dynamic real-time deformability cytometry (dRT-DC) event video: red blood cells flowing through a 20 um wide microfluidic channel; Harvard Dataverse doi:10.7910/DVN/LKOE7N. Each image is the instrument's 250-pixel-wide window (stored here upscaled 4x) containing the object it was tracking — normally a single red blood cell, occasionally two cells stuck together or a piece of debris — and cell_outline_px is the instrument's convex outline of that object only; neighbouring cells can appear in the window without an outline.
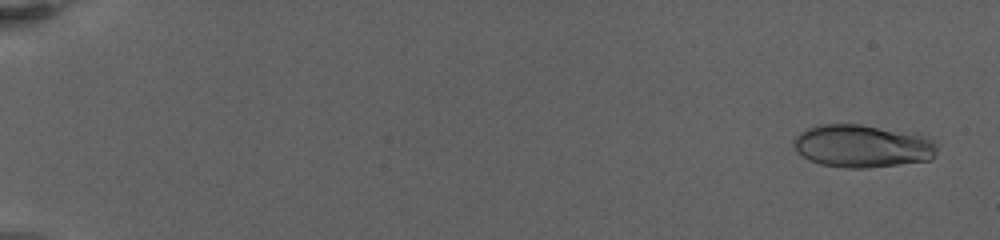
{"species": "human", "species_latin": "Homo sapiens", "temperature_condition": "warm", "stored_images_in_passage": 64, "camera_frame_rate_fps": 3000, "um_per_image_px": 0.085, "donor": {"sex": "female"}, "frame": {"image": 1, "passage_image": 4, "time_ms": 0.667, "image_size_px": [1000, 240], "cell_outline_px": [[936, 152], [928, 160], [868, 168], [844, 168], [820, 164], [804, 156], [792, 144], [796, 136], [800, 132], [808, 128], [820, 124], [860, 124], [916, 132], [928, 136], [932, 140], [936, 148]], "centroid_in_image_um": [73.33, 12.39], "position_along_channel_um": 11.7, "area_um2": 35.78}}
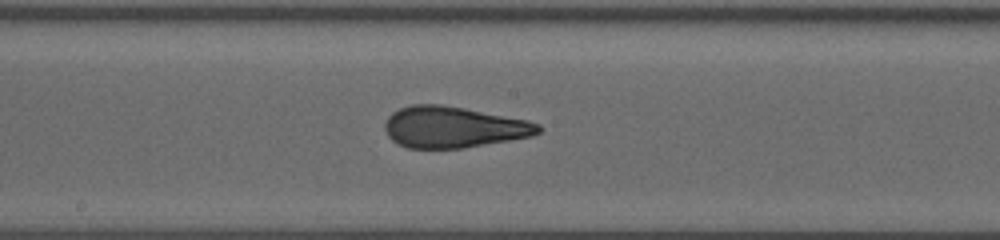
{"frame": {"image": 2, "passage_image": 39, "time_ms": 12.333, "image_size_px": [1000, 240], "cell_outline_px": [[544, 128], [540, 132], [532, 136], [464, 148], [408, 148], [392, 140], [388, 136], [384, 128], [384, 124], [388, 116], [392, 112], [400, 108], [412, 104], [440, 104], [464, 108], [528, 120], [540, 124]], "centroid_in_image_um": [38.55, 10.8], "position_along_channel_um": 209.6, "area_um2": 36.93}}
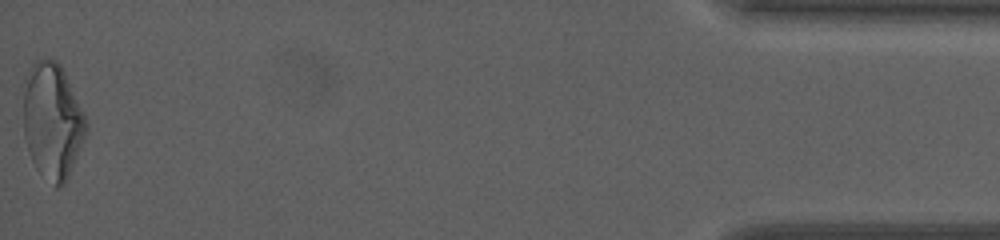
{"frame": {"image": 3, "passage_image": 64, "time_ms": 21.667, "image_size_px": [1000, 240], "cell_outline_px": [[88, 128], [68, 176], [64, 184], [60, 188], [56, 188], [36, 168], [32, 160], [24, 136], [20, 84], [24, 76], [32, 64], [36, 60], [44, 56], [56, 60], [60, 64], [64, 72], [88, 124]], "centroid_in_image_um": [4.38, 10.2], "position_along_channel_um": 430.8, "area_um2": 42.89}, "authors_computed_cell_mechanics": {"area_um2": 35.9805, "velocity_mm_per_s": 3.255, "shape_relaxation_time_tau1_ms": null, "shape_relaxation_time_tau2_ms": 1.076, "deformation_change_tau1": null, "deformation_change_tau2": 0.0785}}